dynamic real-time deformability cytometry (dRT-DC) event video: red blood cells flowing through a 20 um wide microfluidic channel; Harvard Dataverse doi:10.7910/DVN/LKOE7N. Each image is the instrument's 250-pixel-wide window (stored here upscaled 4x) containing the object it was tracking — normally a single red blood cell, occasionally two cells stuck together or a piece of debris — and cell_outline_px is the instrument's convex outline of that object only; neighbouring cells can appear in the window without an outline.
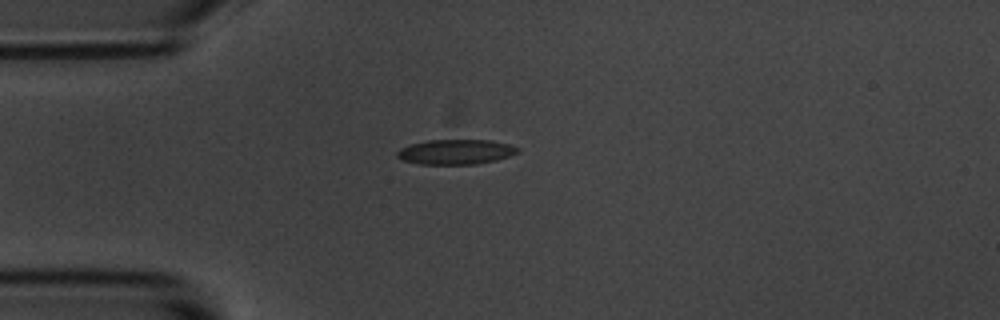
{"species": "common noctule bat (a hibernating species)", "species_latin": "Nyctalus noctula", "temperature_condition": "room temperature", "stored_images_in_passage": 42, "camera_frame_rate_fps": 3000, "um_per_image_px": 0.085, "animal": {"sex": "male", "body_mass_g": 20.1, "forearm_length_mm": 53.5}, "frame": {"image": 1, "passage_image": 1, "time_ms": 0.0, "image_size_px": [1000, 320], "cell_outline_px": [[520, 152], [496, 160], [476, 164], [420, 164], [404, 160], [396, 156], [396, 152], [400, 148], [412, 144], [428, 140], [488, 140], [508, 144], [520, 148]], "centroid_in_image_um": [38.75, 12.91], "position_along_channel_um": 46.3, "area_um2": 17.4}}
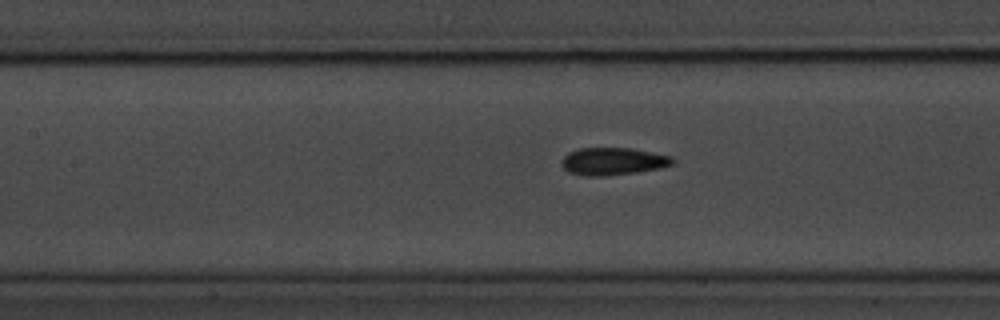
{"frame": {"image": 2, "passage_image": 11, "time_ms": 3.333, "image_size_px": [1000, 320], "cell_outline_px": [[676, 164], [660, 168], [636, 172], [604, 176], [584, 176], [568, 172], [560, 164], [560, 160], [568, 152], [580, 148], [632, 148], [672, 156], [676, 160]], "centroid_in_image_um": [52.11, 13.71], "position_along_channel_um": 155.3, "area_um2": 18.03}}
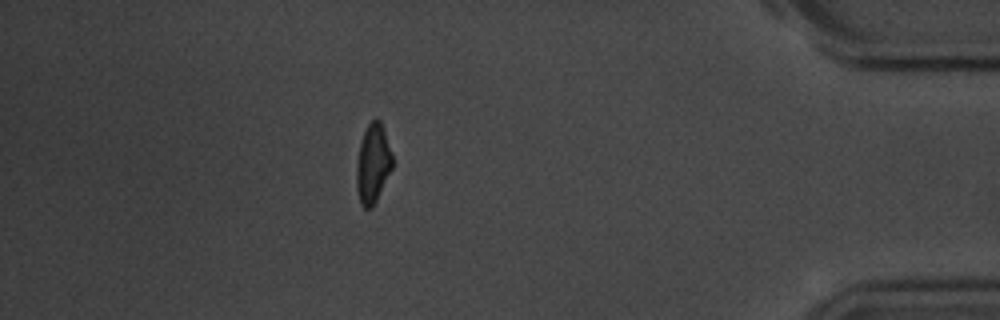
{"frame": {"image": 3, "passage_image": 35, "time_ms": 11.333, "image_size_px": [1000, 320], "cell_outline_px": [[392, 168], [372, 208], [364, 208], [360, 204], [356, 188], [356, 160], [360, 144], [364, 132], [368, 124], [376, 116], [380, 120], [392, 156]], "centroid_in_image_um": [31.66, 13.92], "position_along_channel_um": 403.5, "area_um2": 16.42}, "authors_computed_cell_mechanics": {"area_um2": 17.0799, "velocity_mm_per_s": 3.6789, "shape_relaxation_time_tau1_ms": 2.9979, "shape_relaxation_time_tau2_ms": 2.4124, "deformation_change_tau1": 0.1101, "deformation_change_tau2": 0.0762}}